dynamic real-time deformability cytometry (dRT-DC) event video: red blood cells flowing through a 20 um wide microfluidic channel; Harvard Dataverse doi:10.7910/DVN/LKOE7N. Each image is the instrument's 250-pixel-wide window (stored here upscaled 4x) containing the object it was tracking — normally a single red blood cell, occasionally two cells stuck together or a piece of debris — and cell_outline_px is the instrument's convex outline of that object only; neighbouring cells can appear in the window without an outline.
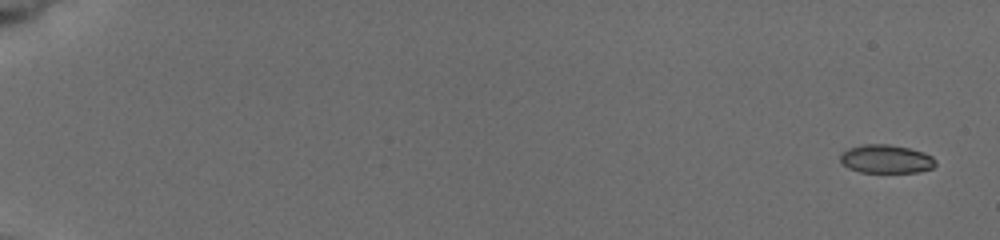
{"species": "common noctule bat (a hibernating species)", "species_latin": "Nyctalus noctula", "temperature_condition": "cold", "stored_images_in_passage": 8, "camera_frame_rate_fps": 3000, "um_per_image_px": 0.085, "animal": {"sex": "female", "body_mass_g": 19.5, "forearm_length_mm": 54.1}, "frame": {"image": 1, "passage_image": 1, "time_ms": 0.0, "image_size_px": [1000, 240], "cell_outline_px": [[936, 164], [932, 168], [920, 172], [860, 172], [848, 168], [840, 164], [840, 152], [848, 148], [864, 144], [888, 144], [908, 148], [924, 152], [932, 156], [936, 160]], "centroid_in_image_um": [75.29, 13.51], "position_along_channel_um": 9.7, "area_um2": 16.01}}
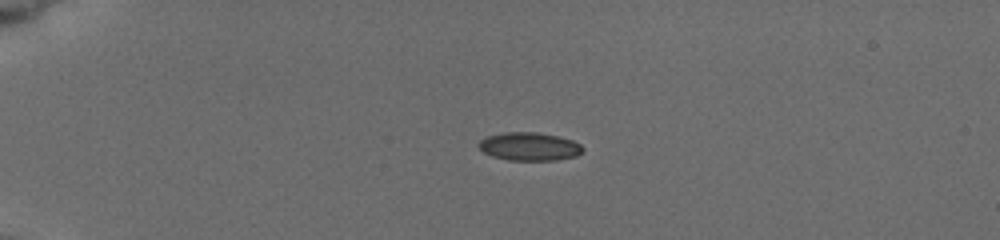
{"frame": {"image": 2, "passage_image": 5, "time_ms": 4.333, "image_size_px": [1000, 240], "cell_outline_px": [[584, 152], [576, 156], [556, 160], [508, 160], [492, 156], [484, 152], [476, 144], [484, 136], [504, 132], [536, 132], [556, 136], [572, 140], [580, 144], [584, 148]], "centroid_in_image_um": [44.98, 12.45], "position_along_channel_um": 40.0, "area_um2": 17.22}}
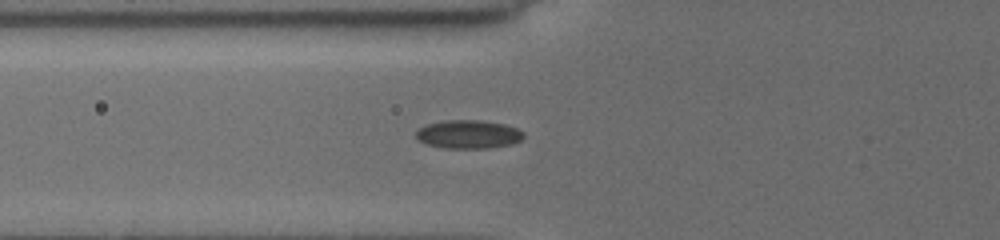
{"frame": {"image": 3, "passage_image": 8, "time_ms": 7.0, "image_size_px": [1000, 240], "cell_outline_px": [[524, 136], [520, 140], [512, 144], [488, 148], [444, 148], [424, 144], [416, 140], [416, 132], [424, 124], [444, 120], [480, 120], [504, 124], [516, 128], [524, 132]], "centroid_in_image_um": [39.77, 11.41], "position_along_channel_um": 86.0, "area_um2": 18.03}}